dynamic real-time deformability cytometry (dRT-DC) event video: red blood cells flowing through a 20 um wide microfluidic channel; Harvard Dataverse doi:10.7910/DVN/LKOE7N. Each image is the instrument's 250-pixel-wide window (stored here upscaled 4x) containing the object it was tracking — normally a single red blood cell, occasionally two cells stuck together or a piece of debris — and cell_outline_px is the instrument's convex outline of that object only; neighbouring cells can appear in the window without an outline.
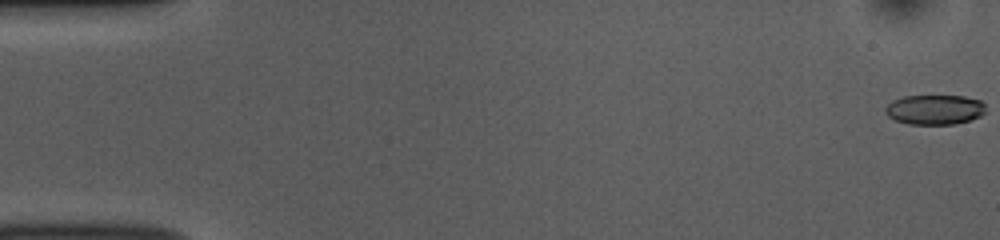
{"species": "common noctule bat (a hibernating species)", "species_latin": "Nyctalus noctula", "temperature_condition": "room temperature", "stored_images_in_passage": 54, "camera_frame_rate_fps": 3000, "um_per_image_px": 0.085, "animal": {"sex": "female", "body_mass_g": 10.0, "forearm_length_mm": 53.1}, "frame": {"image": 1, "passage_image": 1, "time_ms": 0.0, "image_size_px": [1000, 240], "cell_outline_px": [[984, 112], [980, 116], [972, 120], [952, 124], [908, 124], [896, 120], [888, 116], [884, 112], [884, 108], [892, 100], [904, 96], [964, 96], [980, 100], [984, 104]], "centroid_in_image_um": [79.43, 9.32], "position_along_channel_um": 5.6, "area_um2": 17.46}}
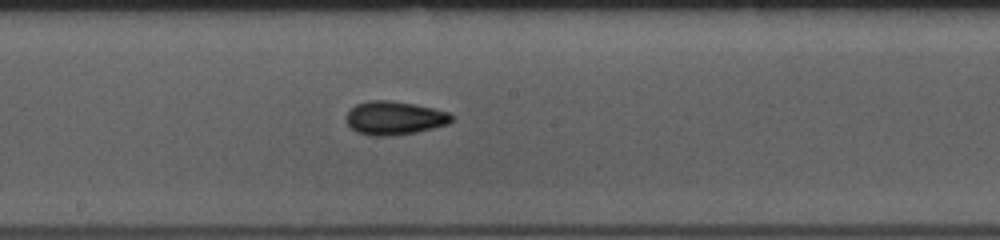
{"frame": {"image": 2, "passage_image": 29, "time_ms": 9.333, "image_size_px": [1000, 240], "cell_outline_px": [[452, 120], [448, 124], [416, 132], [388, 136], [372, 136], [356, 132], [348, 128], [348, 112], [356, 104], [368, 100], [388, 100], [416, 104], [448, 112], [452, 116]], "centroid_in_image_um": [33.51, 10.03], "position_along_channel_um": 214.7, "area_um2": 20.52}}
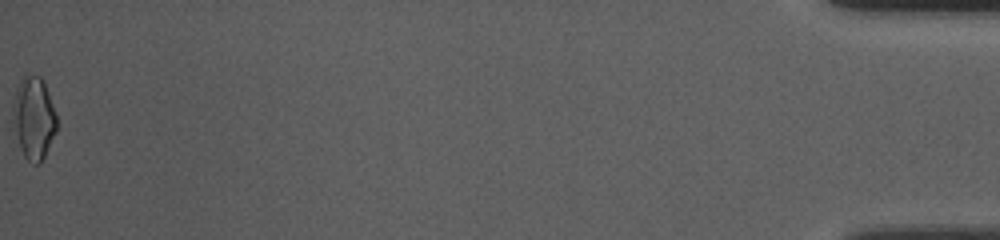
{"frame": {"image": 3, "passage_image": 54, "time_ms": 17.667, "image_size_px": [1000, 240], "cell_outline_px": [[56, 132], [40, 164], [32, 164], [24, 156], [20, 148], [12, 116], [12, 104], [16, 88], [20, 80], [24, 76], [40, 76], [44, 80], [56, 112]], "centroid_in_image_um": [2.87, 10.02], "position_along_channel_um": 432.3, "area_um2": 21.04}, "authors_computed_cell_mechanics": {"area_um2": 19.1896, "velocity_mm_per_s": 3.7994, "shape_relaxation_time_tau1_ms": 2.9615, "shape_relaxation_time_tau2_ms": 3.0402, "deformation_change_tau1": 0.1145, "deformation_change_tau2": 0.0904}}